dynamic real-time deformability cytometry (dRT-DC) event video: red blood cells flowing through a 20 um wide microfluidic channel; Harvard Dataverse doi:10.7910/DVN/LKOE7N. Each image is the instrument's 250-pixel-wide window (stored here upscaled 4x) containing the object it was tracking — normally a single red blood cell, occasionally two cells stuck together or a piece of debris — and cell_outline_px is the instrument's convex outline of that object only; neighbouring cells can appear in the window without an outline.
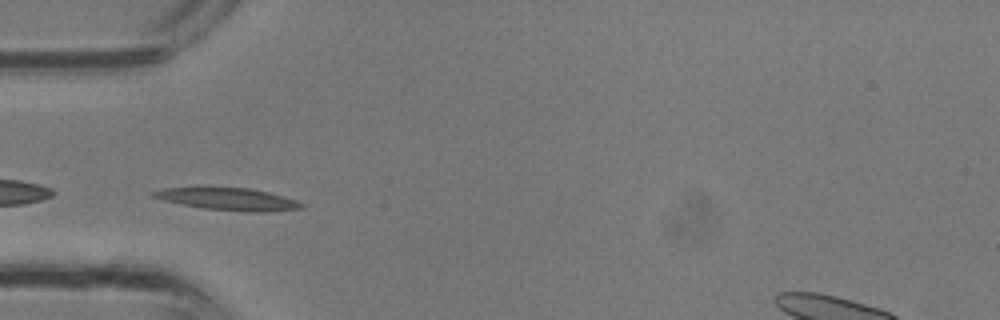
{"species": "common noctule bat (a hibernating species)", "species_latin": "Nyctalus noctula", "temperature_condition": "room temperature", "stored_images_in_passage": 31, "camera_frame_rate_fps": 3000, "um_per_image_px": 0.085, "animal": {"sex": "male", "body_mass_g": 13.3}, "frame": {"image": 1, "passage_image": 6, "time_ms": 1.667, "image_size_px": [1000, 320], "cell_outline_px": [[304, 208], [268, 212], [248, 212], [204, 208], [180, 204], [148, 196], [148, 192], [164, 188], [196, 184], [208, 184], [248, 188], [268, 192], [284, 196], [296, 200], [304, 204]], "centroid_in_image_um": [19.25, 16.86], "position_along_channel_um": 65.8, "area_um2": 20.58}}
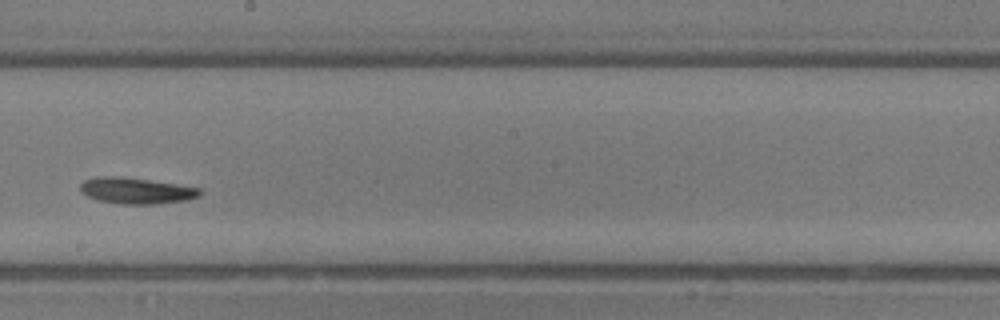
{"frame": {"image": 2, "passage_image": 15, "time_ms": 4.667, "image_size_px": [1000, 320], "cell_outline_px": [[200, 196], [188, 200], [160, 204], [116, 204], [96, 200], [80, 192], [80, 184], [84, 180], [96, 176], [116, 176], [148, 180], [176, 184], [200, 188]], "centroid_in_image_um": [11.54, 16.22], "position_along_channel_um": 236.7, "area_um2": 18.38}}
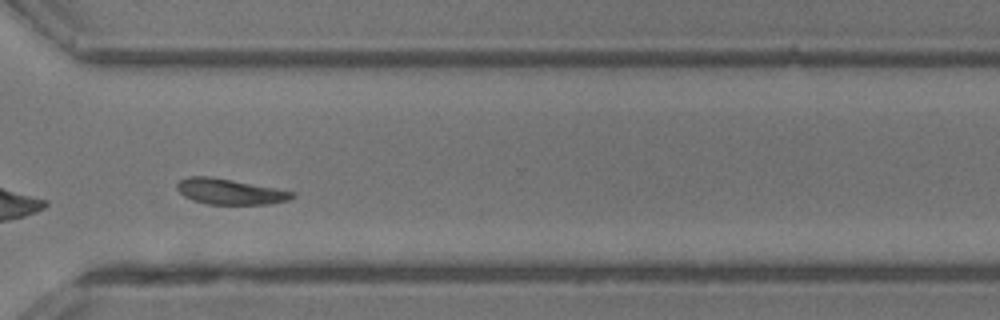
{"frame": {"image": 3, "passage_image": 21, "time_ms": 6.667, "image_size_px": [1000, 320], "cell_outline_px": [[296, 196], [292, 200], [272, 204], [208, 204], [192, 200], [184, 196], [176, 188], [176, 184], [180, 180], [188, 176], [212, 176], [292, 192]], "centroid_in_image_um": [19.52, 16.29], "position_along_channel_um": 351.1, "area_um2": 17.11}}